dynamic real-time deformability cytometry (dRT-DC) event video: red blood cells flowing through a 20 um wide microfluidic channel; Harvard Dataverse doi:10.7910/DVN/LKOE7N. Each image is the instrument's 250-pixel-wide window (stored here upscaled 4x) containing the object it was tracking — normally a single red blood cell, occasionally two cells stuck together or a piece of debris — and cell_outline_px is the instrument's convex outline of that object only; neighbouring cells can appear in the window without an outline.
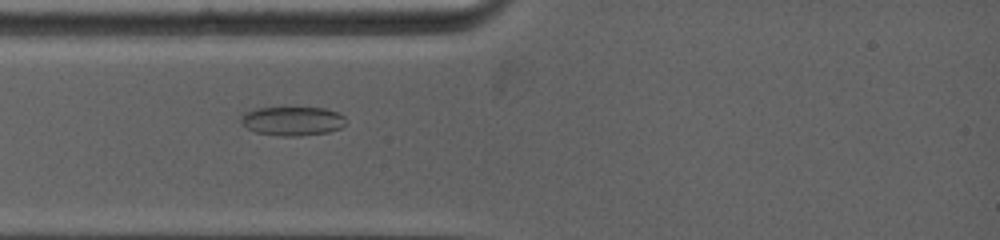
{"species": "common noctule bat (a hibernating species)", "species_latin": "Nyctalus noctula", "temperature_condition": "warm", "stored_images_in_passage": 52, "camera_frame_rate_fps": 5000, "um_per_image_px": 0.085, "animal": {"sex": "female", "body_mass_g": 19.0, "forearm_length_mm": 53.3}, "frame": {"image": 1, "passage_image": 6, "time_ms": 1.4, "image_size_px": [1000, 240], "cell_outline_px": [[344, 124], [340, 128], [328, 132], [300, 136], [280, 136], [256, 132], [248, 128], [240, 120], [240, 116], [244, 112], [252, 108], [324, 108], [336, 112], [344, 116]], "centroid_in_image_um": [24.82, 10.29], "position_along_channel_um": 60.2, "area_um2": 17.63}}
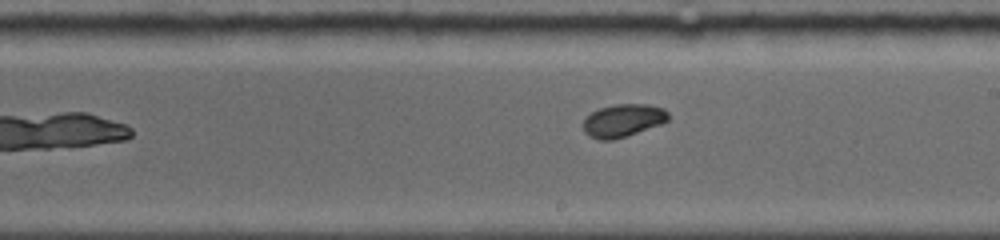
{"frame": {"image": 2, "passage_image": 22, "time_ms": 5.8, "image_size_px": [1000, 240], "cell_outline_px": [[668, 120], [660, 124], [624, 136], [608, 140], [600, 140], [584, 132], [584, 120], [592, 112], [600, 108], [616, 104], [648, 104], [664, 108], [668, 112]], "centroid_in_image_um": [52.97, 10.21], "position_along_channel_um": 236.0, "area_um2": 15.84}}
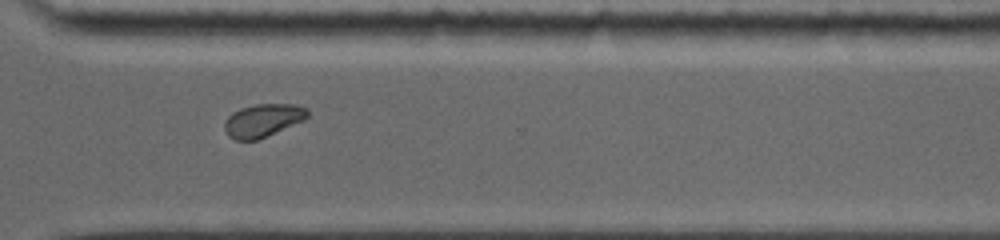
{"frame": {"image": 3, "passage_image": 36, "time_ms": 8.6, "image_size_px": [1000, 240], "cell_outline_px": [[308, 116], [304, 120], [256, 140], [236, 140], [228, 136], [224, 128], [224, 124], [228, 116], [232, 112], [240, 108], [256, 104], [296, 104], [308, 108]], "centroid_in_image_um": [22.34, 10.22], "position_along_channel_um": 348.3, "area_um2": 15.9}, "authors_computed_cell_mechanics": {"area_um2": 16.0684, "velocity_mm_per_s": 4.0009, "shape_relaxation_time_tau1_ms": 4.601, "shape_relaxation_time_tau2_ms": 6.5828, "deformation_change_tau1": 0.1251, "deformation_change_tau2": 0.0709}}